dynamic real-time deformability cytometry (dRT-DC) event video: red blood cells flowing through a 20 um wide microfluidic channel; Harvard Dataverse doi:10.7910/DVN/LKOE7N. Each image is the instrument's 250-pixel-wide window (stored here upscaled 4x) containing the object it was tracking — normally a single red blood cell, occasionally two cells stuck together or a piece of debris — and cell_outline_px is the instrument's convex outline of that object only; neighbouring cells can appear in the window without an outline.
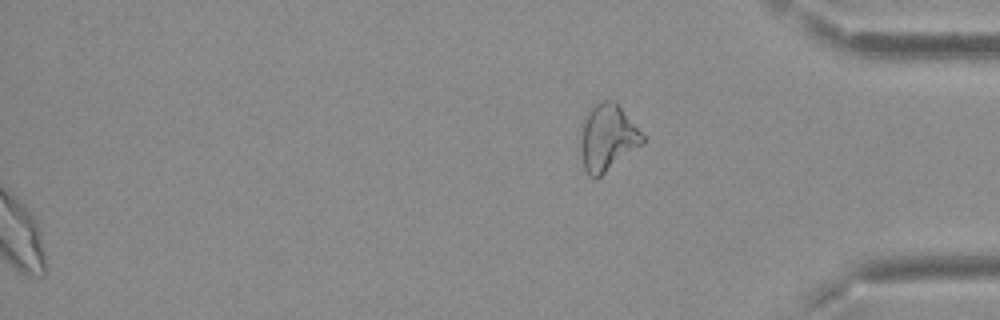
{"species": "Egyptian fruit bat (a non-hibernating species)", "species_latin": "Rousettus aegyptiacus", "temperature_condition": "cold", "stored_images_in_passage": 53, "segment_of_instrument_passage": [2, 2], "camera_frame_rate_fps": 3000, "um_per_image_px": 0.085, "frame": {"image": 1, "passage_image": 53, "time_ms": 17.333, "image_size_px": [1000, 320], "cell_outline_px": [[648, 140], [644, 144], [596, 180], [588, 176], [584, 168], [580, 152], [580, 140], [584, 120], [588, 108], [600, 100], [616, 100], [648, 136]], "centroid_in_image_um": [51.7, 11.69], "position_along_channel_um": 383.5, "area_um2": 25.26}}